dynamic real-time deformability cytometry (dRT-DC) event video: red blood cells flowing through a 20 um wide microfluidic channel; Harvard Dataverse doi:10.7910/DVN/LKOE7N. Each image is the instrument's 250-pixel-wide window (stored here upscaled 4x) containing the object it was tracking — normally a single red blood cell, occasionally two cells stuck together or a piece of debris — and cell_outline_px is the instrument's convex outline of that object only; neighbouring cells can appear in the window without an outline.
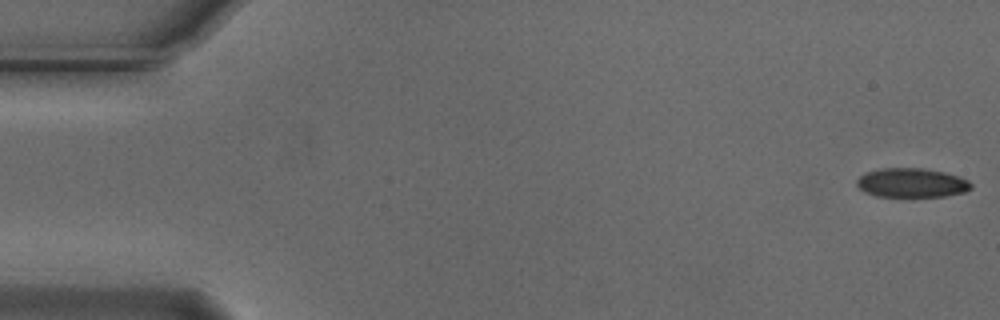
{"species": "Egyptian fruit bat (a non-hibernating species)", "species_latin": "Rousettus aegyptiacus", "temperature_condition": "cold", "stored_images_in_passage": 9, "camera_frame_rate_fps": 3000, "um_per_image_px": 0.085, "animal": {"sex": "male"}, "frame": {"image": 1, "passage_image": 1, "time_ms": 0.0, "image_size_px": [1000, 320], "cell_outline_px": [[972, 188], [964, 192], [944, 196], [876, 196], [864, 192], [856, 184], [856, 180], [864, 172], [884, 168], [920, 168], [944, 172], [968, 180], [972, 184]], "centroid_in_image_um": [77.46, 15.53], "position_along_channel_um": 7.5, "area_um2": 19.31}}